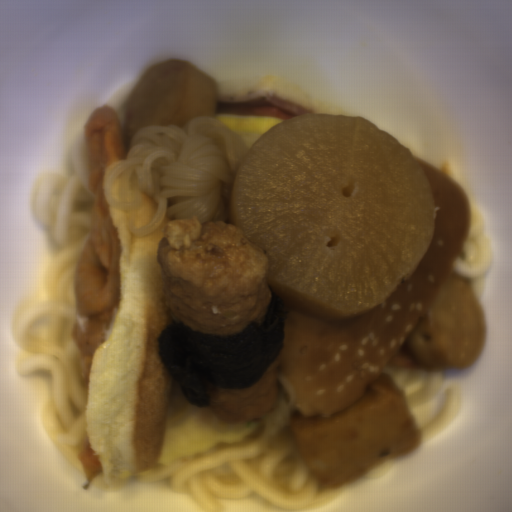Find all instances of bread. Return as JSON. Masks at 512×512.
Instances as JSON below:
<instances>
[{"label": "bread", "mask_w": 512, "mask_h": 512, "mask_svg": "<svg viewBox=\"0 0 512 512\" xmlns=\"http://www.w3.org/2000/svg\"><path fill=\"white\" fill-rule=\"evenodd\" d=\"M413 157L431 186L435 210L433 239L413 275L377 308L340 321L305 316L284 302L278 382L299 414L329 417L360 402L406 348L466 242L468 194L431 162Z\"/></svg>", "instance_id": "8d2b1439"}, {"label": "bread", "mask_w": 512, "mask_h": 512, "mask_svg": "<svg viewBox=\"0 0 512 512\" xmlns=\"http://www.w3.org/2000/svg\"><path fill=\"white\" fill-rule=\"evenodd\" d=\"M217 86V97L248 95L265 92L281 101L301 108L308 114L327 113L344 115L330 106L320 102L304 91L277 77H263L249 81L229 83Z\"/></svg>", "instance_id": "b6be36c0"}, {"label": "bread", "mask_w": 512, "mask_h": 512, "mask_svg": "<svg viewBox=\"0 0 512 512\" xmlns=\"http://www.w3.org/2000/svg\"><path fill=\"white\" fill-rule=\"evenodd\" d=\"M118 230L122 291L115 317L93 353L87 392L90 447L105 480L151 469L161 457L172 376L158 337L175 321L165 305L168 278L156 261L163 219L144 238L128 231L125 214L109 205Z\"/></svg>", "instance_id": "cb027b5d"}]
</instances>
